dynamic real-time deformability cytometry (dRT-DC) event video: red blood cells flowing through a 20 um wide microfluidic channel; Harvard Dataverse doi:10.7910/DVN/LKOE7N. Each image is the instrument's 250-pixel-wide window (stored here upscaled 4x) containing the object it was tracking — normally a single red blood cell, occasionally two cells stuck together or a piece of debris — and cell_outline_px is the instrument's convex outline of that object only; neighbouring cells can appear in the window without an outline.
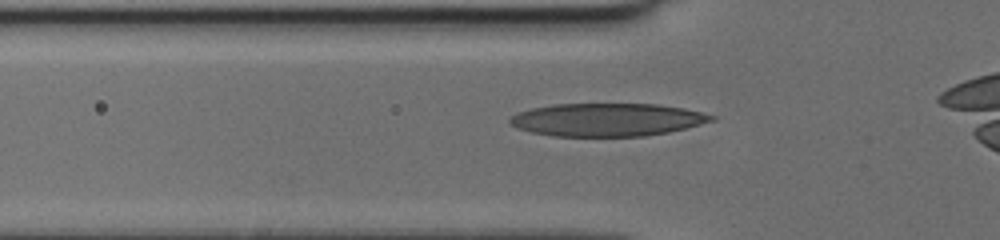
{"species": "human", "species_latin": "Homo sapiens", "temperature_condition": "cold", "stored_images_in_passage": 32, "camera_frame_rate_fps": 3000, "um_per_image_px": 0.085, "donor": {"sex": "female"}, "frame": {"image": 1, "passage_image": 5, "time_ms": 1.333, "image_size_px": [1000, 240], "cell_outline_px": [[716, 120], [668, 132], [644, 136], [552, 136], [532, 132], [516, 128], [508, 120], [516, 112], [532, 108], [552, 104], [660, 104], [684, 108], [716, 116]], "centroid_in_image_um": [51.59, 10.17], "position_along_channel_um": 74.2, "area_um2": 38.73}}
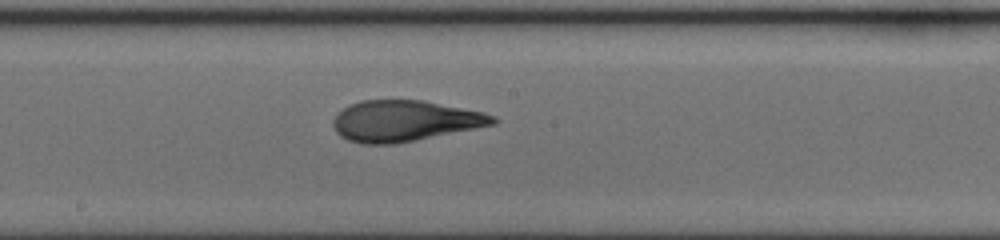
{"frame": {"image": 2, "passage_image": 15, "time_ms": 4.667, "image_size_px": [1000, 240], "cell_outline_px": [[500, 120], [496, 124], [396, 144], [360, 144], [348, 140], [340, 136], [336, 132], [332, 124], [336, 116], [348, 104], [360, 100], [424, 100], [484, 112], [496, 116]], "centroid_in_image_um": [34.41, 10.28], "position_along_channel_um": 213.8, "area_um2": 38.32}}
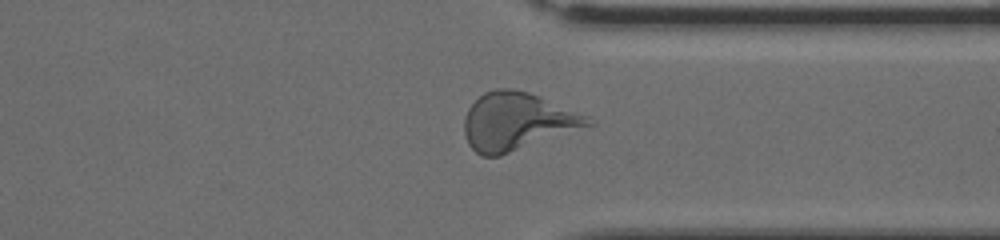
{"frame": {"image": 3, "passage_image": 26, "time_ms": 8.333, "image_size_px": [1000, 240], "cell_outline_px": [[596, 124], [500, 156], [480, 156], [468, 144], [464, 132], [464, 120], [468, 108], [484, 92], [496, 88], [512, 88], [528, 92], [540, 96], [588, 116]], "centroid_in_image_um": [43.95, 10.33], "position_along_channel_um": 367.4, "area_um2": 41.56}}